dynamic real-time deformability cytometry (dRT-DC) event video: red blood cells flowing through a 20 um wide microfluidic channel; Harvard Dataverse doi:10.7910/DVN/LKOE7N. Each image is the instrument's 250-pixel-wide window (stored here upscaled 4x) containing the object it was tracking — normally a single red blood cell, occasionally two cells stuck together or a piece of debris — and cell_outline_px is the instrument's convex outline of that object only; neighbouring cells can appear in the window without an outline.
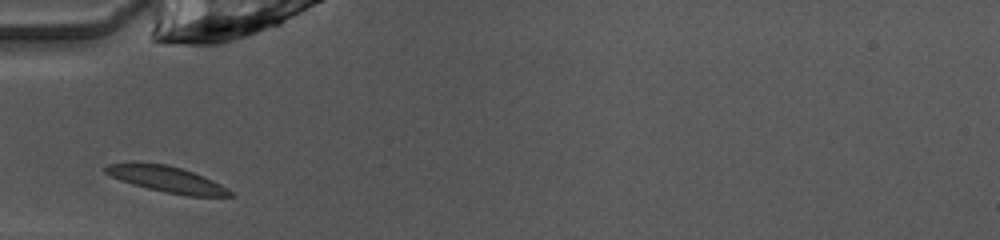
{"species": "common noctule bat (a hibernating species)", "species_latin": "Nyctalus noctula", "temperature_condition": "warm", "stored_images_in_passage": 26, "camera_frame_rate_fps": 3000, "um_per_image_px": 0.085, "animal": {"sex": "female", "body_mass_g": 10.0, "forearm_length_mm": 53.1}, "frame": {"image": 1, "passage_image": 1, "time_ms": 0.0, "image_size_px": [1000, 240], "cell_outline_px": [[232, 196], [184, 196], [164, 192], [132, 184], [120, 180], [104, 172], [104, 168], [108, 164], [168, 164], [204, 176], [220, 184], [232, 192]], "centroid_in_image_um": [14.21, 15.26], "position_along_channel_um": 70.8, "area_um2": 18.38}}
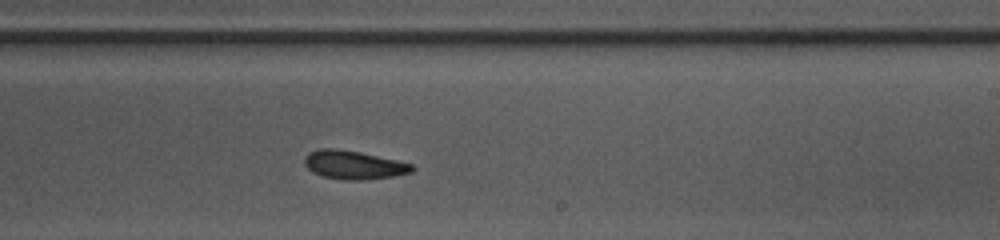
{"frame": {"image": 2, "passage_image": 15, "time_ms": 4.667, "image_size_px": [1000, 240], "cell_outline_px": [[416, 168], [412, 172], [392, 176], [364, 180], [344, 180], [324, 176], [312, 172], [304, 164], [304, 156], [308, 152], [320, 148], [336, 148], [360, 152], [396, 160], [412, 164]], "centroid_in_image_um": [30.04, 14.01], "position_along_channel_um": 259.0, "area_um2": 17.92}}
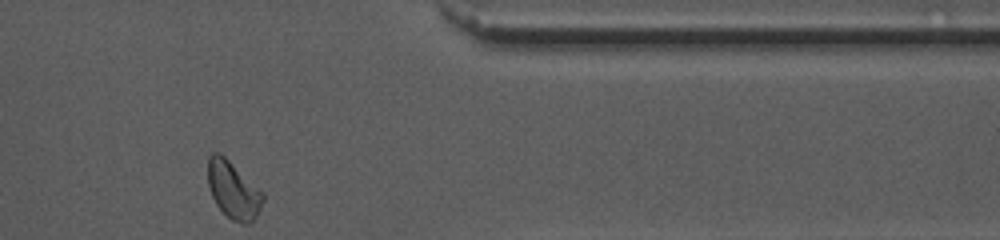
{"frame": {"image": 3, "passage_image": 26, "time_ms": 8.333, "image_size_px": [1000, 240], "cell_outline_px": [[264, 200], [256, 216], [248, 224], [240, 224], [232, 220], [216, 204], [212, 196], [208, 184], [208, 156], [212, 152], [220, 152], [264, 192]], "centroid_in_image_um": [19.83, 16.14], "position_along_channel_um": 391.6, "area_um2": 18.38}, "authors_computed_cell_mechanics": {"area_um2": 17.8024, "velocity_mm_per_s": 4.0215, "shape_relaxation_time_tau1_ms": 3.658, "shape_relaxation_time_tau2_ms": 7.9492, "deformation_change_tau1": 0.1225, "deformation_change_tau2": 0.1651}}